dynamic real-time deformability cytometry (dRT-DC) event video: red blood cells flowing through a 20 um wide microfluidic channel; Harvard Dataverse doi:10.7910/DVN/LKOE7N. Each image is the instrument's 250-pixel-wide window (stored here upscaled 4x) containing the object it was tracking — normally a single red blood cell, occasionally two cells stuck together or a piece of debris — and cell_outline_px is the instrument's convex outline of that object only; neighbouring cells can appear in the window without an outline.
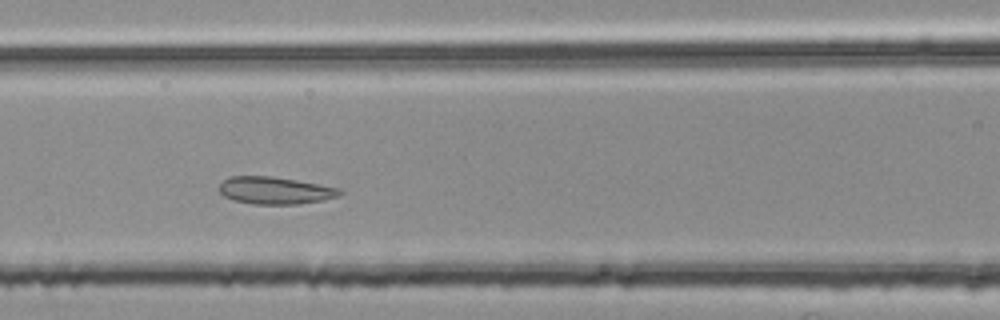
{"species": "common noctule bat (a hibernating species)", "species_latin": "Nyctalus noctula", "temperature_condition": "room temperature", "stored_images_in_passage": 45, "segment_of_instrument_passage": [2, 2], "camera_frame_rate_fps": 3000, "um_per_image_px": 0.085, "animal": {"sex": "female", "body_mass_g": 25.1}, "frame": {"image": 1, "passage_image": 18, "time_ms": 5.667, "image_size_px": [1000, 320], "cell_outline_px": [[340, 192], [336, 196], [324, 200], [296, 204], [252, 204], [236, 200], [224, 196], [216, 188], [228, 176], [272, 176], [296, 180], [340, 188]], "centroid_in_image_um": [23.32, 16.18], "position_along_channel_um": 143.3, "area_um2": 19.02}}
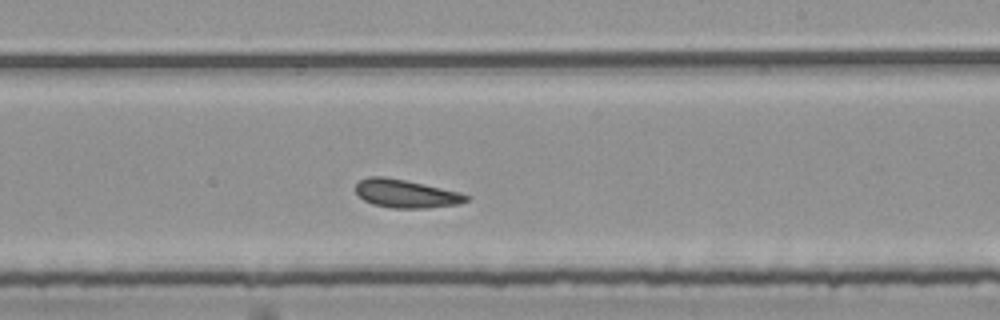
{"frame": {"image": 2, "passage_image": 27, "time_ms": 8.667, "image_size_px": [1000, 320], "cell_outline_px": [[468, 200], [460, 204], [428, 208], [392, 208], [372, 204], [364, 200], [356, 192], [356, 184], [360, 180], [368, 176], [384, 176], [404, 180], [460, 192], [468, 196]], "centroid_in_image_um": [34.49, 16.46], "position_along_channel_um": 254.5, "area_um2": 18.09}}
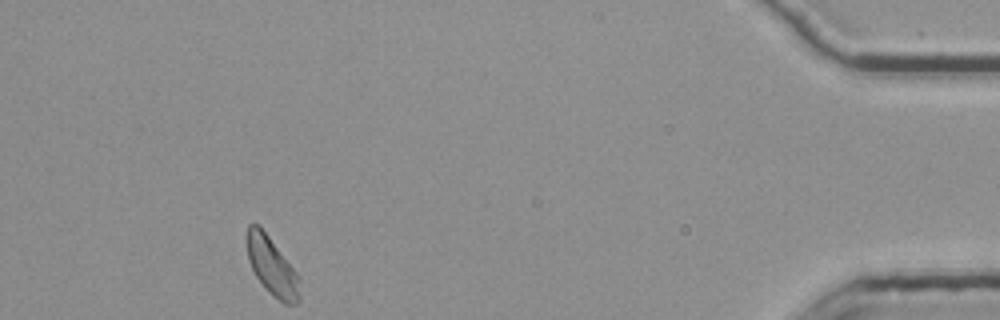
{"frame": {"image": 3, "passage_image": 45, "time_ms": 14.667, "image_size_px": [1000, 320], "cell_outline_px": [[300, 300], [296, 304], [284, 304], [272, 296], [268, 292], [256, 276], [248, 260], [248, 224], [256, 224], [268, 236], [300, 276]], "centroid_in_image_um": [23.17, 22.73], "position_along_channel_um": 412.0, "area_um2": 17.63}}